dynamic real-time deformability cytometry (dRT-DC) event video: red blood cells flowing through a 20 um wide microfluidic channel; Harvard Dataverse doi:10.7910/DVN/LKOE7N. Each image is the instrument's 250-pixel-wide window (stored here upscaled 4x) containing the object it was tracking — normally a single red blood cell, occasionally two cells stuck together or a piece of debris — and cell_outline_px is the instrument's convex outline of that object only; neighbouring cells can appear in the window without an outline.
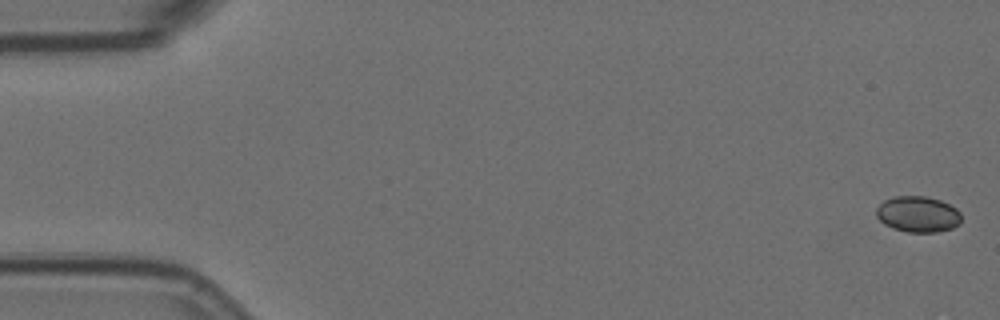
{"species": "Egyptian fruit bat (a non-hibernating species)", "species_latin": "Rousettus aegyptiacus", "temperature_condition": "room temperature", "stored_images_in_passage": 10, "camera_frame_rate_fps": 3000, "um_per_image_px": 0.085, "animal": {"sex": "female"}, "frame": {"image": 1, "passage_image": 1, "time_ms": 0.0, "image_size_px": [1000, 320], "cell_outline_px": [[960, 224], [952, 228], [936, 232], [908, 232], [884, 224], [876, 216], [876, 208], [884, 200], [896, 196], [924, 196], [940, 200], [956, 208], [960, 212]], "centroid_in_image_um": [78.02, 18.2], "position_along_channel_um": 7.0, "area_um2": 17.69}}
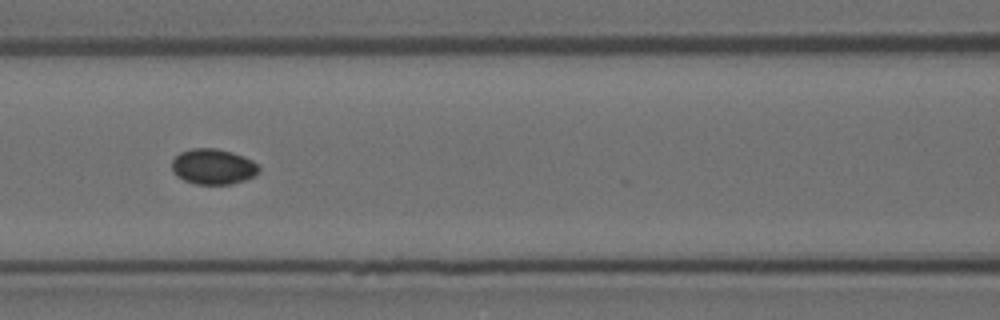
{"frame": {"image": 2, "passage_image": 8, "time_ms": 2.333, "image_size_px": [1000, 320], "cell_outline_px": [[260, 172], [256, 176], [232, 184], [196, 184], [184, 180], [176, 176], [172, 172], [172, 160], [180, 152], [192, 148], [216, 148], [232, 152], [244, 156], [260, 164]], "centroid_in_image_um": [18.15, 14.16], "position_along_channel_um": 148.5, "area_um2": 18.32}}
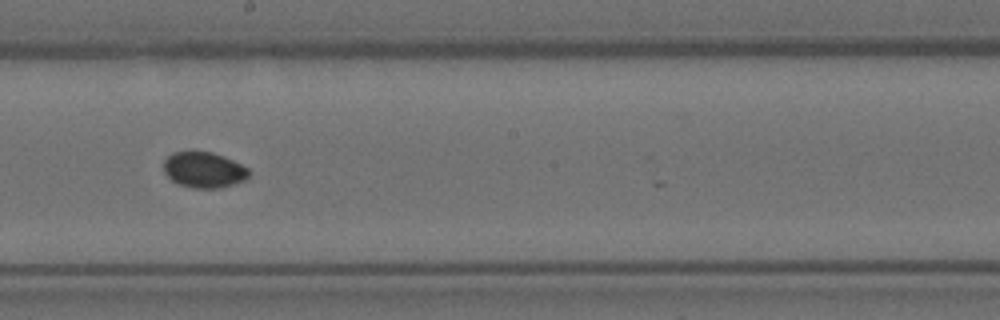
{"frame": {"image": 3, "passage_image": 10, "time_ms": 3.0, "image_size_px": [1000, 320], "cell_outline_px": [[248, 176], [244, 180], [220, 188], [196, 188], [180, 184], [172, 180], [164, 172], [164, 160], [172, 152], [192, 148], [212, 152], [224, 156], [248, 168]], "centroid_in_image_um": [17.28, 14.38], "position_along_channel_um": 230.9, "area_um2": 18.03}}